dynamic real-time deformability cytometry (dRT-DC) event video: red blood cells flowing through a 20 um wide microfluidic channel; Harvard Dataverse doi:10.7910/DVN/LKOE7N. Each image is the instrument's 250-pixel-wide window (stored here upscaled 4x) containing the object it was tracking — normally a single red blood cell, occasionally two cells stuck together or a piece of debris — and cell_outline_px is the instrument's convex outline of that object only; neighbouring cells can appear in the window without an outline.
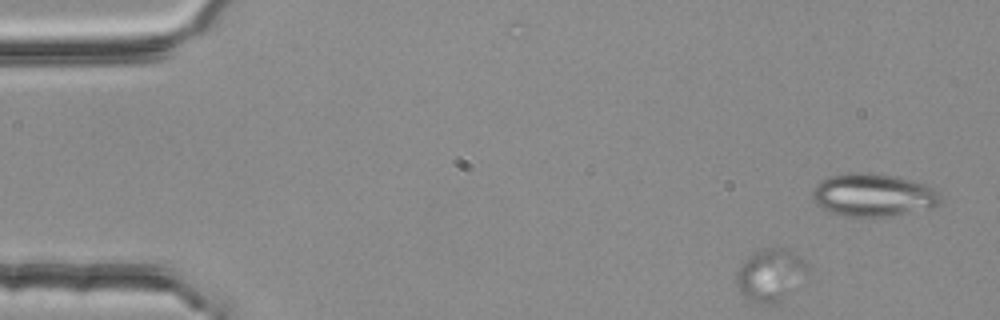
{"species": "common noctule bat (a hibernating species)", "species_latin": "Nyctalus noctula", "temperature_condition": "room temperature", "stored_images_in_passage": 5, "camera_frame_rate_fps": 3000, "um_per_image_px": 0.085, "animal": {"sex": "female", "body_mass_g": 25.1}, "frame": {"image": 1, "passage_image": 1, "time_ms": 0.0, "image_size_px": [1000, 320], "cell_outline_px": [[808, 268], [780, 304], [764, 304], [748, 300], [740, 292], [736, 284], [736, 272], [752, 252], [764, 248], [784, 248], [804, 256], [808, 260]], "centroid_in_image_um": [65.47, 23.36], "position_along_channel_um": 19.5, "area_um2": 21.68}}